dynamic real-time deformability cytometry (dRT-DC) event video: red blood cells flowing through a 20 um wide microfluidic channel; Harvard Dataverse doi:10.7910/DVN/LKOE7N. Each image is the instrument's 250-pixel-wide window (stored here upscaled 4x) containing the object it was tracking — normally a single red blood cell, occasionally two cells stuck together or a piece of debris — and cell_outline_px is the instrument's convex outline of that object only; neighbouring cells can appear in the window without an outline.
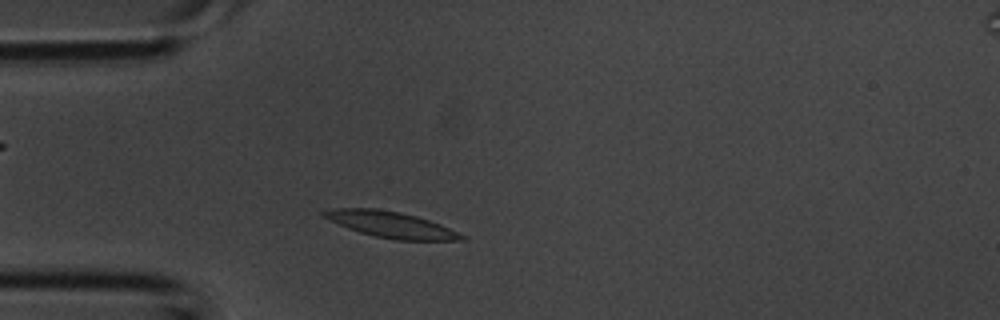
{"species": "common noctule bat (a hibernating species)", "species_latin": "Nyctalus noctula", "temperature_condition": "room temperature", "stored_images_in_passage": 32, "camera_frame_rate_fps": 3000, "um_per_image_px": 0.085, "animal": {"sex": "male", "body_mass_g": 20.1, "forearm_length_mm": 53.5}, "frame": {"image": 1, "passage_image": 4, "time_ms": 1.0, "image_size_px": [1000, 320], "cell_outline_px": [[468, 236], [464, 240], [396, 240], [376, 236], [360, 232], [348, 228], [320, 216], [320, 212], [336, 208], [376, 208], [400, 212], [416, 216], [440, 224]], "centroid_in_image_um": [33.23, 19.08], "position_along_channel_um": 51.8, "area_um2": 20.87}}
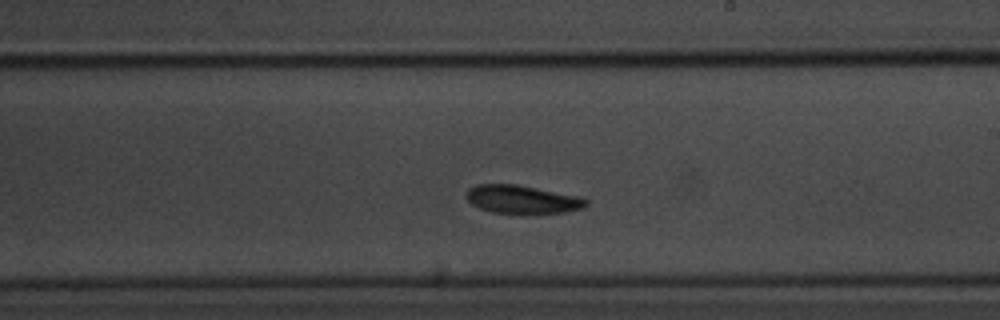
{"frame": {"image": 2, "passage_image": 16, "time_ms": 5.0, "image_size_px": [1000, 320], "cell_outline_px": [[588, 204], [584, 208], [564, 212], [492, 212], [480, 208], [472, 204], [464, 196], [468, 188], [476, 184], [516, 184], [584, 196], [588, 200]], "centroid_in_image_um": [44.42, 16.91], "position_along_channel_um": 244.6, "area_um2": 19.71}}
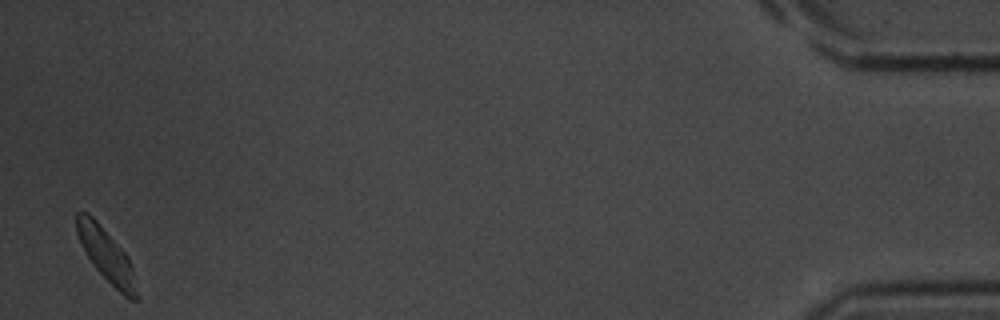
{"frame": {"image": 3, "passage_image": 32, "time_ms": 10.333, "image_size_px": [1000, 320], "cell_outline_px": [[140, 300], [128, 300], [92, 264], [76, 232], [76, 212], [88, 212], [96, 220], [128, 256], [132, 268], [140, 296]], "centroid_in_image_um": [9.08, 21.72], "position_along_channel_um": 426.1, "area_um2": 18.26}}